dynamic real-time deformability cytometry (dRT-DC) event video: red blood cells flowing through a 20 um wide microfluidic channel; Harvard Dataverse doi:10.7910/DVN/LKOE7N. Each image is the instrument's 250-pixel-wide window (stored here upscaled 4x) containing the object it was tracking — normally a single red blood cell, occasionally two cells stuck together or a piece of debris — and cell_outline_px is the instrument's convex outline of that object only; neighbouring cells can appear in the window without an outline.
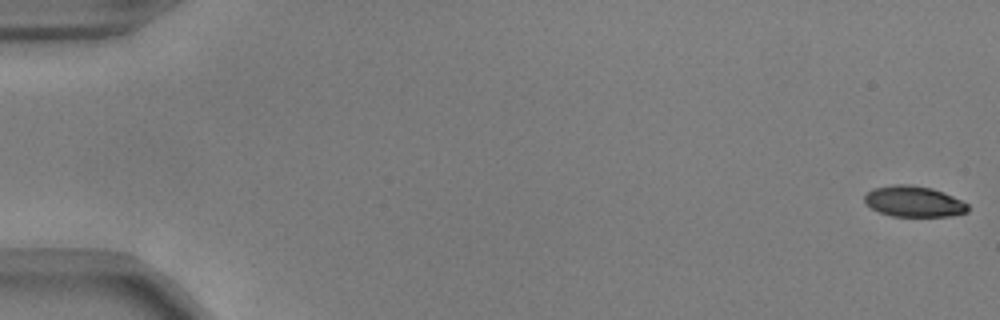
{"species": "common noctule bat (a hibernating species)", "species_latin": "Nyctalus noctula", "temperature_condition": "warm", "stored_images_in_passage": 11, "camera_frame_rate_fps": 3000, "um_per_image_px": 0.085, "animal": {"sex": "male", "body_mass_g": 17.9, "forearm_length_mm": 54.2}, "frame": {"image": 1, "passage_image": 1, "time_ms": 0.0, "image_size_px": [1000, 320], "cell_outline_px": [[968, 212], [948, 216], [892, 216], [880, 212], [872, 208], [864, 200], [864, 196], [872, 188], [892, 184], [908, 184], [932, 188], [952, 196], [968, 204]], "centroid_in_image_um": [77.66, 17.11], "position_along_channel_um": 7.3, "area_um2": 18.44}}